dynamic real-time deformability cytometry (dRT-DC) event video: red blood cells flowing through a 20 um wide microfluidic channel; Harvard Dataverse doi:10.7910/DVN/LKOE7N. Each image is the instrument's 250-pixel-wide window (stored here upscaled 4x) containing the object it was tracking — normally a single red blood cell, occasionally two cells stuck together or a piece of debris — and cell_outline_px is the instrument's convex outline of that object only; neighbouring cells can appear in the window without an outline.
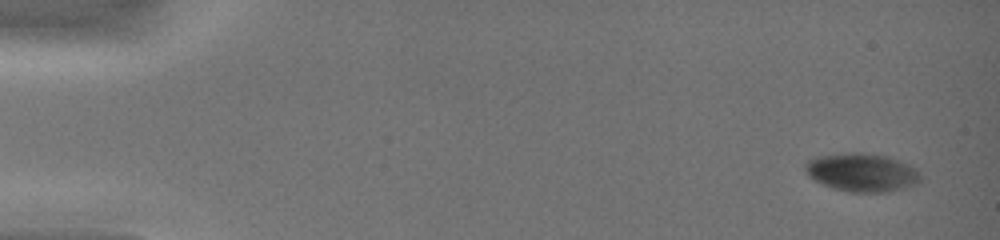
{"species": "common noctule bat (a hibernating species)", "species_latin": "Nyctalus noctula", "temperature_condition": "warm", "stored_images_in_passage": 42, "camera_frame_rate_fps": 3000, "um_per_image_px": 0.085, "animal": {"sex": "female", "body_mass_g": 19.0, "forearm_length_mm": 51.5}, "frame": {"image": 1, "passage_image": 1, "time_ms": 0.0, "image_size_px": [1000, 240], "cell_outline_px": [[920, 180], [916, 184], [904, 188], [888, 192], [852, 192], [832, 188], [812, 180], [808, 176], [804, 168], [804, 164], [808, 160], [816, 156], [852, 152], [860, 152], [888, 156], [908, 164], [916, 168], [920, 176]], "centroid_in_image_um": [73.23, 14.65], "position_along_channel_um": 11.8, "area_um2": 25.95}}
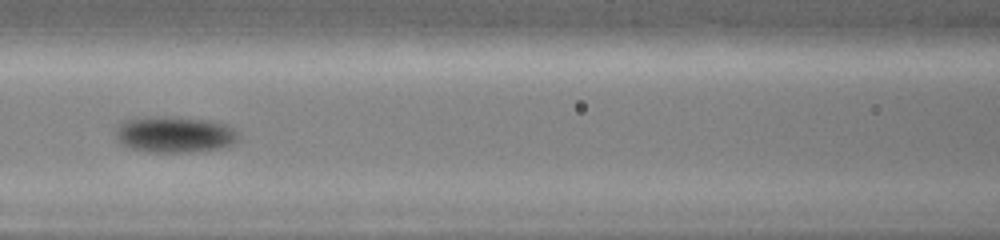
{"frame": {"image": 2, "passage_image": 23, "time_ms": 6.667, "image_size_px": [1000, 240], "cell_outline_px": [[240, 136], [232, 144], [216, 148], [184, 152], [148, 152], [132, 148], [120, 144], [116, 140], [116, 128], [124, 120], [148, 116], [164, 116], [208, 120], [228, 124]], "centroid_in_image_um": [14.79, 11.41], "position_along_channel_um": 151.8, "area_um2": 25.84}}
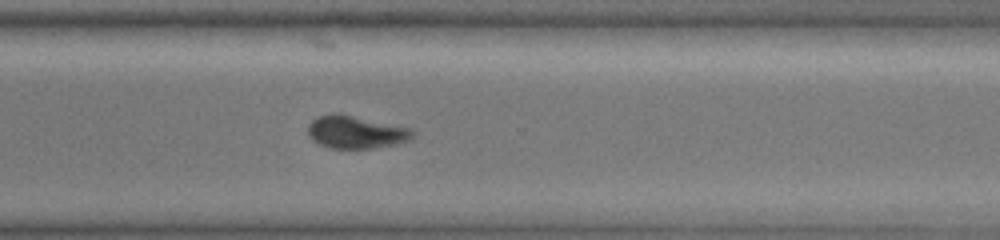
{"frame": {"image": 3, "passage_image": 40, "time_ms": 11.0, "image_size_px": [1000, 240], "cell_outline_px": [[416, 136], [408, 140], [396, 144], [372, 148], [328, 148], [312, 140], [308, 136], [308, 124], [316, 116], [332, 112], [352, 116], [408, 128], [416, 132]], "centroid_in_image_um": [30.2, 11.23], "position_along_channel_um": 340.4, "area_um2": 19.83}}